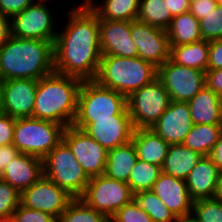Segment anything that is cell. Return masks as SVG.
Wrapping results in <instances>:
<instances>
[{
  "label": "cell",
  "mask_w": 222,
  "mask_h": 222,
  "mask_svg": "<svg viewBox=\"0 0 222 222\" xmlns=\"http://www.w3.org/2000/svg\"><path fill=\"white\" fill-rule=\"evenodd\" d=\"M222 69V38L209 41L207 70Z\"/></svg>",
  "instance_id": "42"
},
{
  "label": "cell",
  "mask_w": 222,
  "mask_h": 222,
  "mask_svg": "<svg viewBox=\"0 0 222 222\" xmlns=\"http://www.w3.org/2000/svg\"><path fill=\"white\" fill-rule=\"evenodd\" d=\"M36 0H0V15L12 18L21 13Z\"/></svg>",
  "instance_id": "39"
},
{
  "label": "cell",
  "mask_w": 222,
  "mask_h": 222,
  "mask_svg": "<svg viewBox=\"0 0 222 222\" xmlns=\"http://www.w3.org/2000/svg\"><path fill=\"white\" fill-rule=\"evenodd\" d=\"M200 32L206 41L222 38V6H217L206 18L200 20Z\"/></svg>",
  "instance_id": "35"
},
{
  "label": "cell",
  "mask_w": 222,
  "mask_h": 222,
  "mask_svg": "<svg viewBox=\"0 0 222 222\" xmlns=\"http://www.w3.org/2000/svg\"><path fill=\"white\" fill-rule=\"evenodd\" d=\"M42 160L43 175L74 198L83 195L90 178L63 140Z\"/></svg>",
  "instance_id": "7"
},
{
  "label": "cell",
  "mask_w": 222,
  "mask_h": 222,
  "mask_svg": "<svg viewBox=\"0 0 222 222\" xmlns=\"http://www.w3.org/2000/svg\"><path fill=\"white\" fill-rule=\"evenodd\" d=\"M131 142L139 160L162 167L170 144L151 128L135 129Z\"/></svg>",
  "instance_id": "22"
},
{
  "label": "cell",
  "mask_w": 222,
  "mask_h": 222,
  "mask_svg": "<svg viewBox=\"0 0 222 222\" xmlns=\"http://www.w3.org/2000/svg\"><path fill=\"white\" fill-rule=\"evenodd\" d=\"M19 153L20 151L13 144L0 146V164L2 168L4 169Z\"/></svg>",
  "instance_id": "44"
},
{
  "label": "cell",
  "mask_w": 222,
  "mask_h": 222,
  "mask_svg": "<svg viewBox=\"0 0 222 222\" xmlns=\"http://www.w3.org/2000/svg\"><path fill=\"white\" fill-rule=\"evenodd\" d=\"M134 200L151 216L153 222H174L177 219L152 190L134 194Z\"/></svg>",
  "instance_id": "32"
},
{
  "label": "cell",
  "mask_w": 222,
  "mask_h": 222,
  "mask_svg": "<svg viewBox=\"0 0 222 222\" xmlns=\"http://www.w3.org/2000/svg\"><path fill=\"white\" fill-rule=\"evenodd\" d=\"M191 217L195 222H222V202L213 198L195 200Z\"/></svg>",
  "instance_id": "34"
},
{
  "label": "cell",
  "mask_w": 222,
  "mask_h": 222,
  "mask_svg": "<svg viewBox=\"0 0 222 222\" xmlns=\"http://www.w3.org/2000/svg\"><path fill=\"white\" fill-rule=\"evenodd\" d=\"M47 3L48 0H36L21 13L14 15L11 18L12 36L54 43L58 30Z\"/></svg>",
  "instance_id": "10"
},
{
  "label": "cell",
  "mask_w": 222,
  "mask_h": 222,
  "mask_svg": "<svg viewBox=\"0 0 222 222\" xmlns=\"http://www.w3.org/2000/svg\"><path fill=\"white\" fill-rule=\"evenodd\" d=\"M12 217L15 222H57V219L52 215L40 210L26 208L21 204L13 212Z\"/></svg>",
  "instance_id": "38"
},
{
  "label": "cell",
  "mask_w": 222,
  "mask_h": 222,
  "mask_svg": "<svg viewBox=\"0 0 222 222\" xmlns=\"http://www.w3.org/2000/svg\"><path fill=\"white\" fill-rule=\"evenodd\" d=\"M167 1L168 10L172 17L189 11L190 0H164Z\"/></svg>",
  "instance_id": "45"
},
{
  "label": "cell",
  "mask_w": 222,
  "mask_h": 222,
  "mask_svg": "<svg viewBox=\"0 0 222 222\" xmlns=\"http://www.w3.org/2000/svg\"><path fill=\"white\" fill-rule=\"evenodd\" d=\"M83 80L56 72L38 80L33 118L72 125L78 104L79 89Z\"/></svg>",
  "instance_id": "3"
},
{
  "label": "cell",
  "mask_w": 222,
  "mask_h": 222,
  "mask_svg": "<svg viewBox=\"0 0 222 222\" xmlns=\"http://www.w3.org/2000/svg\"><path fill=\"white\" fill-rule=\"evenodd\" d=\"M218 6H222V0H215Z\"/></svg>",
  "instance_id": "53"
},
{
  "label": "cell",
  "mask_w": 222,
  "mask_h": 222,
  "mask_svg": "<svg viewBox=\"0 0 222 222\" xmlns=\"http://www.w3.org/2000/svg\"><path fill=\"white\" fill-rule=\"evenodd\" d=\"M208 157L217 166L218 170L222 172V132L220 133L219 139L212 148Z\"/></svg>",
  "instance_id": "47"
},
{
  "label": "cell",
  "mask_w": 222,
  "mask_h": 222,
  "mask_svg": "<svg viewBox=\"0 0 222 222\" xmlns=\"http://www.w3.org/2000/svg\"><path fill=\"white\" fill-rule=\"evenodd\" d=\"M170 102L169 93L158 78L131 93L127 97V109L134 128H151Z\"/></svg>",
  "instance_id": "8"
},
{
  "label": "cell",
  "mask_w": 222,
  "mask_h": 222,
  "mask_svg": "<svg viewBox=\"0 0 222 222\" xmlns=\"http://www.w3.org/2000/svg\"><path fill=\"white\" fill-rule=\"evenodd\" d=\"M74 199L66 190L59 188L43 175L37 182L21 192L20 204L26 208L40 210L57 220Z\"/></svg>",
  "instance_id": "13"
},
{
  "label": "cell",
  "mask_w": 222,
  "mask_h": 222,
  "mask_svg": "<svg viewBox=\"0 0 222 222\" xmlns=\"http://www.w3.org/2000/svg\"><path fill=\"white\" fill-rule=\"evenodd\" d=\"M220 171L208 156H203L186 179L188 192L193 201L212 198Z\"/></svg>",
  "instance_id": "21"
},
{
  "label": "cell",
  "mask_w": 222,
  "mask_h": 222,
  "mask_svg": "<svg viewBox=\"0 0 222 222\" xmlns=\"http://www.w3.org/2000/svg\"><path fill=\"white\" fill-rule=\"evenodd\" d=\"M138 160L133 143L115 147L108 151L105 175L109 178L126 182L133 166Z\"/></svg>",
  "instance_id": "26"
},
{
  "label": "cell",
  "mask_w": 222,
  "mask_h": 222,
  "mask_svg": "<svg viewBox=\"0 0 222 222\" xmlns=\"http://www.w3.org/2000/svg\"><path fill=\"white\" fill-rule=\"evenodd\" d=\"M43 176V160L39 157L19 153L4 168L2 180L20 193Z\"/></svg>",
  "instance_id": "20"
},
{
  "label": "cell",
  "mask_w": 222,
  "mask_h": 222,
  "mask_svg": "<svg viewBox=\"0 0 222 222\" xmlns=\"http://www.w3.org/2000/svg\"><path fill=\"white\" fill-rule=\"evenodd\" d=\"M80 198L110 219L123 205L134 199V194L128 183L104 174L91 177Z\"/></svg>",
  "instance_id": "9"
},
{
  "label": "cell",
  "mask_w": 222,
  "mask_h": 222,
  "mask_svg": "<svg viewBox=\"0 0 222 222\" xmlns=\"http://www.w3.org/2000/svg\"><path fill=\"white\" fill-rule=\"evenodd\" d=\"M167 1L141 0L137 19L151 26L167 30L172 21Z\"/></svg>",
  "instance_id": "30"
},
{
  "label": "cell",
  "mask_w": 222,
  "mask_h": 222,
  "mask_svg": "<svg viewBox=\"0 0 222 222\" xmlns=\"http://www.w3.org/2000/svg\"><path fill=\"white\" fill-rule=\"evenodd\" d=\"M64 129L63 125L50 120L17 118L13 145L20 153L43 159L62 141Z\"/></svg>",
  "instance_id": "6"
},
{
  "label": "cell",
  "mask_w": 222,
  "mask_h": 222,
  "mask_svg": "<svg viewBox=\"0 0 222 222\" xmlns=\"http://www.w3.org/2000/svg\"><path fill=\"white\" fill-rule=\"evenodd\" d=\"M82 0L99 20L134 21L137 20L141 0Z\"/></svg>",
  "instance_id": "24"
},
{
  "label": "cell",
  "mask_w": 222,
  "mask_h": 222,
  "mask_svg": "<svg viewBox=\"0 0 222 222\" xmlns=\"http://www.w3.org/2000/svg\"><path fill=\"white\" fill-rule=\"evenodd\" d=\"M187 103L193 124H221L222 97L207 86Z\"/></svg>",
  "instance_id": "23"
},
{
  "label": "cell",
  "mask_w": 222,
  "mask_h": 222,
  "mask_svg": "<svg viewBox=\"0 0 222 222\" xmlns=\"http://www.w3.org/2000/svg\"><path fill=\"white\" fill-rule=\"evenodd\" d=\"M193 125L188 103L171 101L151 129L168 144H182Z\"/></svg>",
  "instance_id": "18"
},
{
  "label": "cell",
  "mask_w": 222,
  "mask_h": 222,
  "mask_svg": "<svg viewBox=\"0 0 222 222\" xmlns=\"http://www.w3.org/2000/svg\"><path fill=\"white\" fill-rule=\"evenodd\" d=\"M131 37L138 57L159 68L170 58L167 30L151 26L138 19L131 21Z\"/></svg>",
  "instance_id": "14"
},
{
  "label": "cell",
  "mask_w": 222,
  "mask_h": 222,
  "mask_svg": "<svg viewBox=\"0 0 222 222\" xmlns=\"http://www.w3.org/2000/svg\"><path fill=\"white\" fill-rule=\"evenodd\" d=\"M161 172V167L138 159L128 179L133 194L152 190Z\"/></svg>",
  "instance_id": "31"
},
{
  "label": "cell",
  "mask_w": 222,
  "mask_h": 222,
  "mask_svg": "<svg viewBox=\"0 0 222 222\" xmlns=\"http://www.w3.org/2000/svg\"><path fill=\"white\" fill-rule=\"evenodd\" d=\"M215 0H190L189 12L199 21L217 7Z\"/></svg>",
  "instance_id": "41"
},
{
  "label": "cell",
  "mask_w": 222,
  "mask_h": 222,
  "mask_svg": "<svg viewBox=\"0 0 222 222\" xmlns=\"http://www.w3.org/2000/svg\"><path fill=\"white\" fill-rule=\"evenodd\" d=\"M57 222H110L102 213L88 206L81 198H74Z\"/></svg>",
  "instance_id": "33"
},
{
  "label": "cell",
  "mask_w": 222,
  "mask_h": 222,
  "mask_svg": "<svg viewBox=\"0 0 222 222\" xmlns=\"http://www.w3.org/2000/svg\"><path fill=\"white\" fill-rule=\"evenodd\" d=\"M37 88V79L1 81L3 113L15 119L32 117Z\"/></svg>",
  "instance_id": "15"
},
{
  "label": "cell",
  "mask_w": 222,
  "mask_h": 222,
  "mask_svg": "<svg viewBox=\"0 0 222 222\" xmlns=\"http://www.w3.org/2000/svg\"><path fill=\"white\" fill-rule=\"evenodd\" d=\"M202 157L203 155L185 147L183 144H170L161 171L175 178L186 180Z\"/></svg>",
  "instance_id": "25"
},
{
  "label": "cell",
  "mask_w": 222,
  "mask_h": 222,
  "mask_svg": "<svg viewBox=\"0 0 222 222\" xmlns=\"http://www.w3.org/2000/svg\"><path fill=\"white\" fill-rule=\"evenodd\" d=\"M152 191L162 200L176 218L192 215L193 200L191 199L186 180L161 172L154 183Z\"/></svg>",
  "instance_id": "19"
},
{
  "label": "cell",
  "mask_w": 222,
  "mask_h": 222,
  "mask_svg": "<svg viewBox=\"0 0 222 222\" xmlns=\"http://www.w3.org/2000/svg\"><path fill=\"white\" fill-rule=\"evenodd\" d=\"M157 78L176 102H189L206 86L204 71L178 65L170 58L158 68Z\"/></svg>",
  "instance_id": "11"
},
{
  "label": "cell",
  "mask_w": 222,
  "mask_h": 222,
  "mask_svg": "<svg viewBox=\"0 0 222 222\" xmlns=\"http://www.w3.org/2000/svg\"><path fill=\"white\" fill-rule=\"evenodd\" d=\"M221 132V124H194L182 144L203 156H208Z\"/></svg>",
  "instance_id": "29"
},
{
  "label": "cell",
  "mask_w": 222,
  "mask_h": 222,
  "mask_svg": "<svg viewBox=\"0 0 222 222\" xmlns=\"http://www.w3.org/2000/svg\"><path fill=\"white\" fill-rule=\"evenodd\" d=\"M157 76L158 68L140 57L102 55L94 80L128 97L134 91L152 83Z\"/></svg>",
  "instance_id": "4"
},
{
  "label": "cell",
  "mask_w": 222,
  "mask_h": 222,
  "mask_svg": "<svg viewBox=\"0 0 222 222\" xmlns=\"http://www.w3.org/2000/svg\"><path fill=\"white\" fill-rule=\"evenodd\" d=\"M110 222H153L151 216L141 209L133 199L123 205L110 219Z\"/></svg>",
  "instance_id": "37"
},
{
  "label": "cell",
  "mask_w": 222,
  "mask_h": 222,
  "mask_svg": "<svg viewBox=\"0 0 222 222\" xmlns=\"http://www.w3.org/2000/svg\"><path fill=\"white\" fill-rule=\"evenodd\" d=\"M118 114H129L126 96L95 80H83L73 126L83 130L93 119H113Z\"/></svg>",
  "instance_id": "5"
},
{
  "label": "cell",
  "mask_w": 222,
  "mask_h": 222,
  "mask_svg": "<svg viewBox=\"0 0 222 222\" xmlns=\"http://www.w3.org/2000/svg\"><path fill=\"white\" fill-rule=\"evenodd\" d=\"M3 171H4V169L2 168V166L0 164V180H2Z\"/></svg>",
  "instance_id": "52"
},
{
  "label": "cell",
  "mask_w": 222,
  "mask_h": 222,
  "mask_svg": "<svg viewBox=\"0 0 222 222\" xmlns=\"http://www.w3.org/2000/svg\"><path fill=\"white\" fill-rule=\"evenodd\" d=\"M169 45H186L203 40L200 21L189 11L172 18L167 29Z\"/></svg>",
  "instance_id": "28"
},
{
  "label": "cell",
  "mask_w": 222,
  "mask_h": 222,
  "mask_svg": "<svg viewBox=\"0 0 222 222\" xmlns=\"http://www.w3.org/2000/svg\"><path fill=\"white\" fill-rule=\"evenodd\" d=\"M212 198L222 202V172H220L219 174L214 195Z\"/></svg>",
  "instance_id": "48"
},
{
  "label": "cell",
  "mask_w": 222,
  "mask_h": 222,
  "mask_svg": "<svg viewBox=\"0 0 222 222\" xmlns=\"http://www.w3.org/2000/svg\"><path fill=\"white\" fill-rule=\"evenodd\" d=\"M15 118L1 113L0 114V146L13 144Z\"/></svg>",
  "instance_id": "40"
},
{
  "label": "cell",
  "mask_w": 222,
  "mask_h": 222,
  "mask_svg": "<svg viewBox=\"0 0 222 222\" xmlns=\"http://www.w3.org/2000/svg\"><path fill=\"white\" fill-rule=\"evenodd\" d=\"M54 72V43L11 38L0 47V81L37 79Z\"/></svg>",
  "instance_id": "2"
},
{
  "label": "cell",
  "mask_w": 222,
  "mask_h": 222,
  "mask_svg": "<svg viewBox=\"0 0 222 222\" xmlns=\"http://www.w3.org/2000/svg\"><path fill=\"white\" fill-rule=\"evenodd\" d=\"M12 36L11 18L0 15V47Z\"/></svg>",
  "instance_id": "46"
},
{
  "label": "cell",
  "mask_w": 222,
  "mask_h": 222,
  "mask_svg": "<svg viewBox=\"0 0 222 222\" xmlns=\"http://www.w3.org/2000/svg\"><path fill=\"white\" fill-rule=\"evenodd\" d=\"M21 193L9 183L0 180V218L9 217L20 204Z\"/></svg>",
  "instance_id": "36"
},
{
  "label": "cell",
  "mask_w": 222,
  "mask_h": 222,
  "mask_svg": "<svg viewBox=\"0 0 222 222\" xmlns=\"http://www.w3.org/2000/svg\"><path fill=\"white\" fill-rule=\"evenodd\" d=\"M209 57V41L170 46V59L178 65L206 72Z\"/></svg>",
  "instance_id": "27"
},
{
  "label": "cell",
  "mask_w": 222,
  "mask_h": 222,
  "mask_svg": "<svg viewBox=\"0 0 222 222\" xmlns=\"http://www.w3.org/2000/svg\"><path fill=\"white\" fill-rule=\"evenodd\" d=\"M83 130L109 151L129 143L135 128L130 114H118L113 119H93Z\"/></svg>",
  "instance_id": "16"
},
{
  "label": "cell",
  "mask_w": 222,
  "mask_h": 222,
  "mask_svg": "<svg viewBox=\"0 0 222 222\" xmlns=\"http://www.w3.org/2000/svg\"><path fill=\"white\" fill-rule=\"evenodd\" d=\"M100 48L102 55L138 57L137 46L131 37V22L99 20Z\"/></svg>",
  "instance_id": "17"
},
{
  "label": "cell",
  "mask_w": 222,
  "mask_h": 222,
  "mask_svg": "<svg viewBox=\"0 0 222 222\" xmlns=\"http://www.w3.org/2000/svg\"><path fill=\"white\" fill-rule=\"evenodd\" d=\"M3 113L2 107V91H1V81H0V114Z\"/></svg>",
  "instance_id": "51"
},
{
  "label": "cell",
  "mask_w": 222,
  "mask_h": 222,
  "mask_svg": "<svg viewBox=\"0 0 222 222\" xmlns=\"http://www.w3.org/2000/svg\"><path fill=\"white\" fill-rule=\"evenodd\" d=\"M174 222H195V220L190 217L177 218Z\"/></svg>",
  "instance_id": "49"
},
{
  "label": "cell",
  "mask_w": 222,
  "mask_h": 222,
  "mask_svg": "<svg viewBox=\"0 0 222 222\" xmlns=\"http://www.w3.org/2000/svg\"><path fill=\"white\" fill-rule=\"evenodd\" d=\"M0 222H15L12 216L0 218Z\"/></svg>",
  "instance_id": "50"
},
{
  "label": "cell",
  "mask_w": 222,
  "mask_h": 222,
  "mask_svg": "<svg viewBox=\"0 0 222 222\" xmlns=\"http://www.w3.org/2000/svg\"><path fill=\"white\" fill-rule=\"evenodd\" d=\"M62 140L89 178L105 174L108 151L84 130L70 125L64 129Z\"/></svg>",
  "instance_id": "12"
},
{
  "label": "cell",
  "mask_w": 222,
  "mask_h": 222,
  "mask_svg": "<svg viewBox=\"0 0 222 222\" xmlns=\"http://www.w3.org/2000/svg\"><path fill=\"white\" fill-rule=\"evenodd\" d=\"M69 9L68 22L58 28L54 42V72L94 80L102 56L99 18L81 3Z\"/></svg>",
  "instance_id": "1"
},
{
  "label": "cell",
  "mask_w": 222,
  "mask_h": 222,
  "mask_svg": "<svg viewBox=\"0 0 222 222\" xmlns=\"http://www.w3.org/2000/svg\"><path fill=\"white\" fill-rule=\"evenodd\" d=\"M205 81L209 89L222 97V69L207 70L205 72Z\"/></svg>",
  "instance_id": "43"
}]
</instances>
